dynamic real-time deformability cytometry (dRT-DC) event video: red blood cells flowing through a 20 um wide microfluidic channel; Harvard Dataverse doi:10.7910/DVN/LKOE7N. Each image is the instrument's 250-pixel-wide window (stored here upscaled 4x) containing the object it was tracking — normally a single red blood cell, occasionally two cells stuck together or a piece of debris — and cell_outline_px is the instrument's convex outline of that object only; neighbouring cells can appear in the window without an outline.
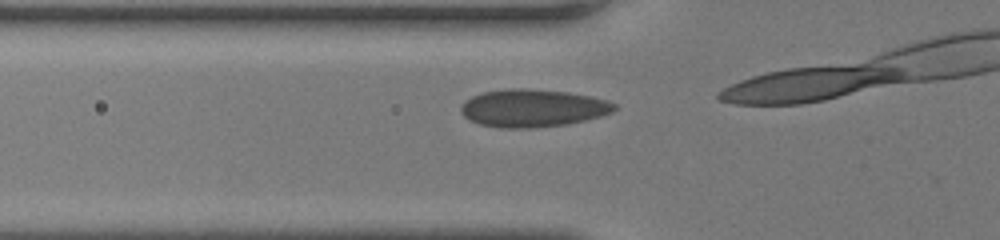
{"species": "human", "species_latin": "Homo sapiens", "temperature_condition": "room temperature", "stored_images_in_passage": 5, "camera_frame_rate_fps": 3000, "um_per_image_px": 0.085, "donor": {"sex": "female"}, "frame": {"image": 1, "passage_image": 3, "time_ms": 0.667, "image_size_px": [1000, 240], "cell_outline_px": [[616, 108], [612, 112], [600, 116], [568, 124], [532, 128], [500, 128], [480, 124], [468, 120], [460, 112], [460, 104], [464, 100], [472, 96], [484, 92], [512, 88], [524, 88], [568, 92], [592, 96], [608, 100], [616, 104]], "centroid_in_image_um": [45.26, 9.19], "position_along_channel_um": 80.5, "area_um2": 33.93}}